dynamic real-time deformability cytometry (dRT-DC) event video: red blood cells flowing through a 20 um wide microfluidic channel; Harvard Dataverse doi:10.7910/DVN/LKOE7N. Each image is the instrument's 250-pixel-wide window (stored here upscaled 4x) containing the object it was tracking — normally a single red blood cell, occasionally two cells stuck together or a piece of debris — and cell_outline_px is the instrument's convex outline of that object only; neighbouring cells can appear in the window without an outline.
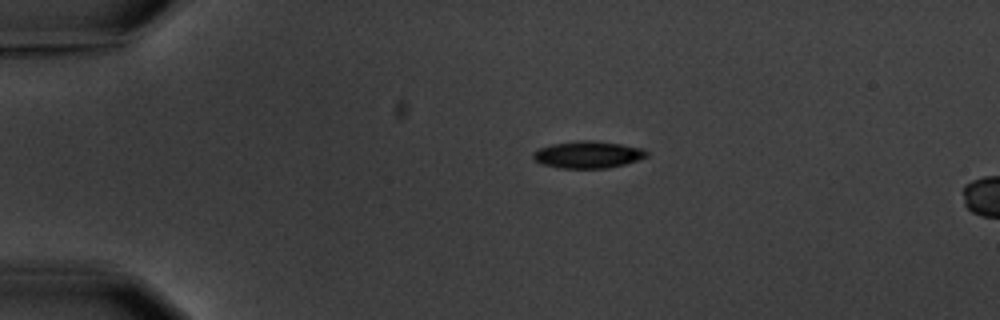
{"species": "common noctule bat (a hibernating species)", "species_latin": "Nyctalus noctula", "temperature_condition": "warm", "stored_images_in_passage": 3, "segment_of_instrument_passage": [1, 2], "camera_frame_rate_fps": 3000, "um_per_image_px": 0.085, "animal": {"sex": "male", "body_mass_g": 20.1, "forearm_length_mm": 53.5}, "frame": {"image": 1, "passage_image": 1, "time_ms": 0.0, "image_size_px": [1000, 320], "cell_outline_px": [[648, 156], [624, 164], [608, 168], [560, 168], [540, 164], [532, 156], [532, 152], [540, 148], [552, 144], [580, 140], [592, 140], [620, 144], [644, 148], [648, 152]], "centroid_in_image_um": [49.96, 13.14], "position_along_channel_um": 35.0, "area_um2": 17.86}}